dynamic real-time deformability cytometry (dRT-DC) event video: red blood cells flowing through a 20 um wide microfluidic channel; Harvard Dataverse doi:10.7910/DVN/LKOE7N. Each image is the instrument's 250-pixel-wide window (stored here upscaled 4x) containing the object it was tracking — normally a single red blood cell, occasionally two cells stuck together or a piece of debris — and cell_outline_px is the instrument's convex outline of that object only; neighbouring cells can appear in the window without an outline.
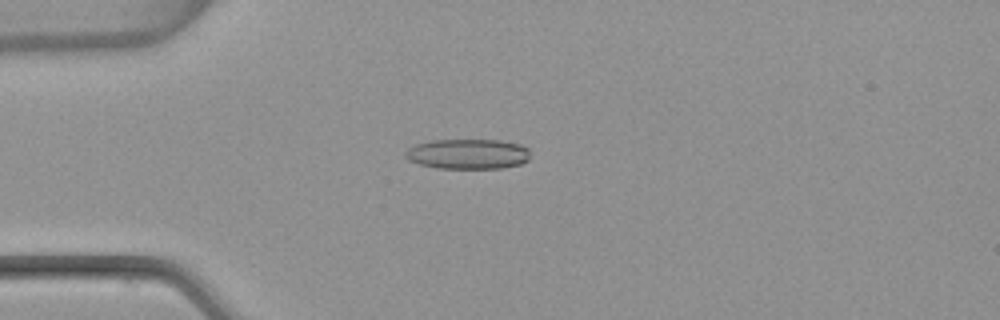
{"species": "common noctule bat (a hibernating species)", "species_latin": "Nyctalus noctula", "temperature_condition": "warm", "stored_images_in_passage": 53, "camera_frame_rate_fps": 3000, "um_per_image_px": 0.085, "animal": {"sex": "female", "body_mass_g": 22.7, "forearm_length_mm": 54.2}, "frame": {"image": 1, "passage_image": 14, "time_ms": 4.333, "image_size_px": [1000, 320], "cell_outline_px": [[528, 160], [520, 164], [500, 168], [436, 168], [420, 164], [408, 160], [404, 156], [404, 152], [408, 148], [416, 144], [432, 140], [500, 140], [520, 144], [528, 148]], "centroid_in_image_um": [39.74, 13.08], "position_along_channel_um": 45.3, "area_um2": 21.91}}
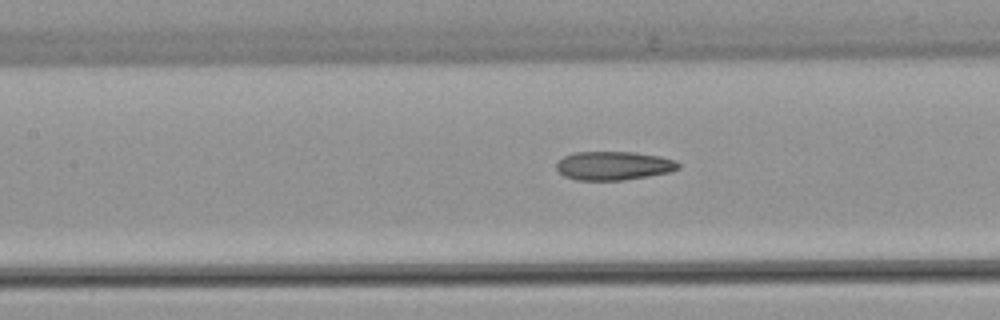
{"frame": {"image": 2, "passage_image": 24, "time_ms": 7.667, "image_size_px": [1000, 320], "cell_outline_px": [[680, 168], [672, 172], [648, 176], [620, 180], [576, 180], [564, 176], [556, 168], [556, 160], [572, 152], [636, 152], [660, 156], [676, 160], [680, 164]], "centroid_in_image_um": [52.16, 14.07], "position_along_channel_um": 155.2, "area_um2": 20.63}}
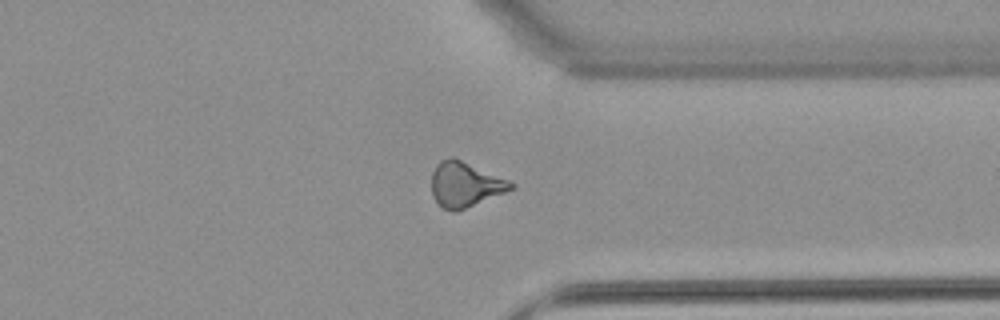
{"frame": {"image": 3, "passage_image": 41, "time_ms": 13.333, "image_size_px": [1000, 320], "cell_outline_px": [[516, 184], [512, 188], [504, 192], [456, 212], [452, 212], [444, 208], [432, 196], [432, 172], [436, 164], [440, 160], [452, 156], [508, 180]], "centroid_in_image_um": [39.49, 15.67], "position_along_channel_um": 371.9, "area_um2": 20.46}, "authors_computed_cell_mechanics": {"area_um2": 20.6346, "velocity_mm_per_s": 3.8633, "shape_relaxation_time_tau1_ms": null, "shape_relaxation_time_tau2_ms": 2.8023, "deformation_change_tau1": null, "deformation_change_tau2": 0.1061}}